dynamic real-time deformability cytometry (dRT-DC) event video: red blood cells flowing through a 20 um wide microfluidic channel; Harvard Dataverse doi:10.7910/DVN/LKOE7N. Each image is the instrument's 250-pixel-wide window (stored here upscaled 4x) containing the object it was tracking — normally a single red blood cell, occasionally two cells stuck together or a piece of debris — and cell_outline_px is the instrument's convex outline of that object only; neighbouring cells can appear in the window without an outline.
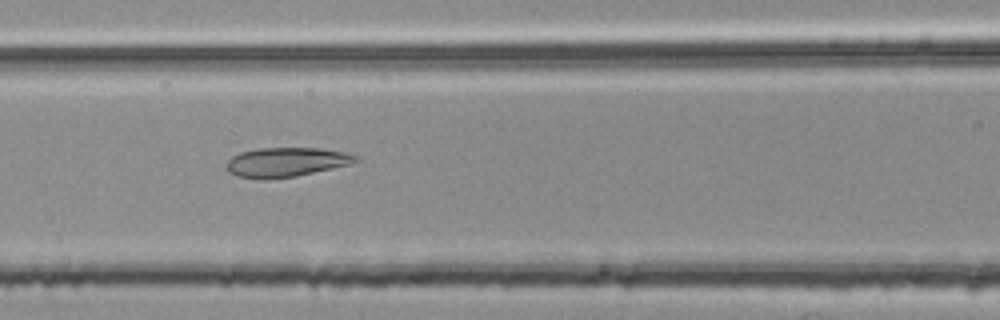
{"species": "common noctule bat (a hibernating species)", "species_latin": "Nyctalus noctula", "temperature_condition": "room temperature", "stored_images_in_passage": 39, "camera_frame_rate_fps": 3000, "um_per_image_px": 0.085, "animal": {"sex": "female", "body_mass_g": 25.1}, "frame": {"image": 1, "passage_image": 8, "time_ms": 2.333, "image_size_px": [1000, 320], "cell_outline_px": [[360, 160], [348, 164], [332, 168], [296, 176], [264, 180], [240, 176], [228, 172], [224, 168], [228, 160], [232, 156], [240, 152], [256, 148], [320, 148], [344, 152], [360, 156]], "centroid_in_image_um": [24.29, 13.78], "position_along_channel_um": 142.3, "area_um2": 22.2}}
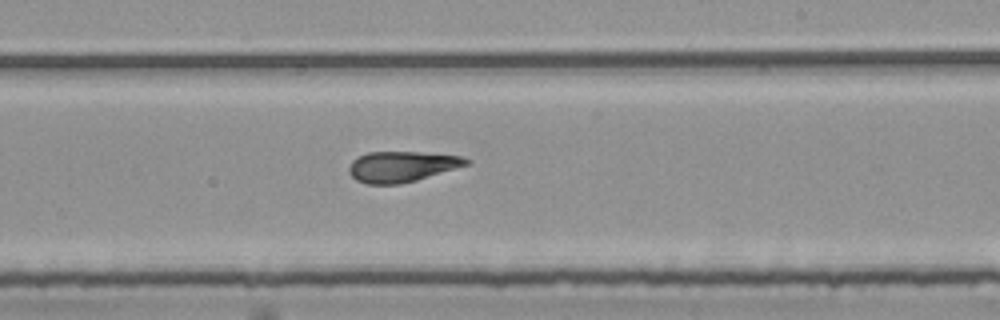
{"frame": {"image": 2, "passage_image": 17, "time_ms": 5.333, "image_size_px": [1000, 320], "cell_outline_px": [[472, 164], [416, 180], [400, 184], [368, 184], [356, 180], [348, 172], [348, 168], [352, 160], [368, 152], [420, 152], [460, 156], [472, 160]], "centroid_in_image_um": [34.18, 14.16], "position_along_channel_um": 254.8, "area_um2": 21.04}}
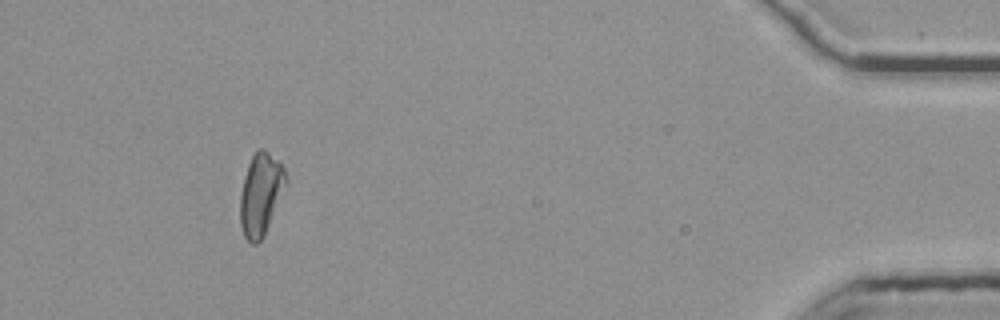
{"frame": {"image": 3, "passage_image": 35, "time_ms": 11.333, "image_size_px": [1000, 320], "cell_outline_px": [[288, 180], [264, 236], [256, 244], [252, 244], [244, 236], [240, 224], [240, 196], [244, 176], [248, 164], [252, 156], [260, 148], [264, 148], [280, 160], [288, 176]], "centroid_in_image_um": [22.17, 16.47], "position_along_channel_um": 413.0, "area_um2": 22.02}, "authors_computed_cell_mechanics": {"area_um2": 21.6172, "velocity_mm_per_s": 3.7626, "shape_relaxation_time_tau1_ms": null, "shape_relaxation_time_tau2_ms": 3.0745, "deformation_change_tau1": null, "deformation_change_tau2": 0.1288}}